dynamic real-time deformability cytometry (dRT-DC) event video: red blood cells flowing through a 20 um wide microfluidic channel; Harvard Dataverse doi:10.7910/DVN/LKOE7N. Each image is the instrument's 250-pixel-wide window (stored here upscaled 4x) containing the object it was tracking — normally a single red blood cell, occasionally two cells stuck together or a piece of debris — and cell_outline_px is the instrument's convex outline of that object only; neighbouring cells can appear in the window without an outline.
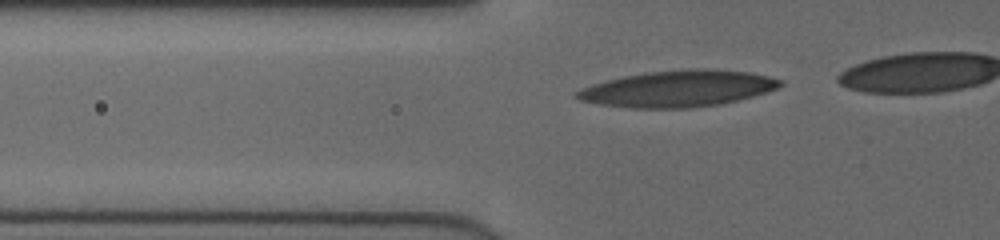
{"species": "human", "species_latin": "Homo sapiens", "temperature_condition": "cold", "stored_images_in_passage": 19, "camera_frame_rate_fps": 3000, "um_per_image_px": 0.085, "donor": {"sex": "female"}, "frame": {"image": 1, "passage_image": 6, "time_ms": 1.667, "image_size_px": [1000, 240], "cell_outline_px": [[784, 84], [776, 88], [752, 96], [720, 104], [692, 108], [632, 108], [600, 104], [580, 100], [576, 96], [576, 92], [592, 84], [624, 76], [648, 72], [688, 68], [708, 68], [748, 72], [768, 76], [784, 80]], "centroid_in_image_um": [57.66, 7.53], "position_along_channel_um": 68.1, "area_um2": 42.89}}
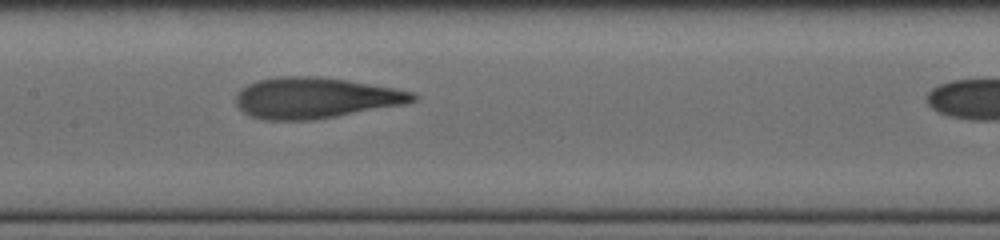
{"frame": {"image": 2, "passage_image": 15, "time_ms": 4.667, "image_size_px": [1000, 240], "cell_outline_px": [[416, 100], [404, 104], [312, 120], [264, 120], [252, 116], [244, 112], [236, 104], [236, 92], [240, 88], [256, 80], [280, 76], [312, 76], [344, 80], [416, 92]], "centroid_in_image_um": [26.74, 8.32], "position_along_channel_um": 180.7, "area_um2": 41.79}}
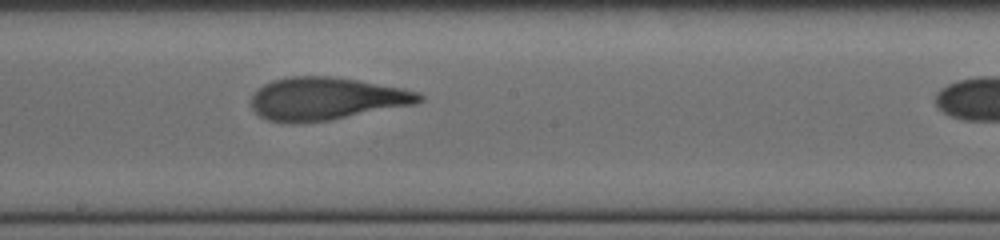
{"frame": {"image": 3, "passage_image": 18, "time_ms": 5.667, "image_size_px": [1000, 240], "cell_outline_px": [[424, 100], [416, 104], [328, 120], [268, 120], [260, 116], [252, 108], [252, 96], [264, 84], [272, 80], [292, 76], [332, 76], [404, 88], [416, 92], [424, 96]], "centroid_in_image_um": [27.79, 8.35], "position_along_channel_um": 220.4, "area_um2": 40.75}}